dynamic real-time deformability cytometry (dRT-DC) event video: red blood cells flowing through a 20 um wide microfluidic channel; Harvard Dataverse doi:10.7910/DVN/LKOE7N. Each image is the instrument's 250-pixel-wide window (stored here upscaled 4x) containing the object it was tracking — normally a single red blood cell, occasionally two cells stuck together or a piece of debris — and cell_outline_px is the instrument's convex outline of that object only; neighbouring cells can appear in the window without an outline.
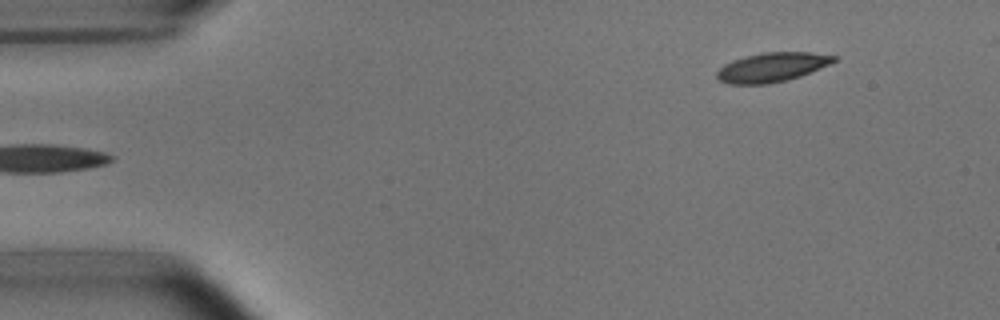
{"species": "common noctule bat (a hibernating species)", "species_latin": "Nyctalus noctula", "temperature_condition": "room temperature", "stored_images_in_passage": 2, "camera_frame_rate_fps": 3000, "um_per_image_px": 0.085, "animal": {"sex": "male", "body_mass_g": 15.6}, "frame": {"image": 1, "passage_image": 2, "time_ms": 1.333, "image_size_px": [1000, 320], "cell_outline_px": [[836, 60], [828, 64], [800, 76], [768, 84], [728, 84], [720, 80], [716, 76], [716, 72], [724, 64], [732, 60], [744, 56], [760, 52], [812, 52], [836, 56]], "centroid_in_image_um": [65.56, 5.7], "position_along_channel_um": 19.4, "area_um2": 19.83}}